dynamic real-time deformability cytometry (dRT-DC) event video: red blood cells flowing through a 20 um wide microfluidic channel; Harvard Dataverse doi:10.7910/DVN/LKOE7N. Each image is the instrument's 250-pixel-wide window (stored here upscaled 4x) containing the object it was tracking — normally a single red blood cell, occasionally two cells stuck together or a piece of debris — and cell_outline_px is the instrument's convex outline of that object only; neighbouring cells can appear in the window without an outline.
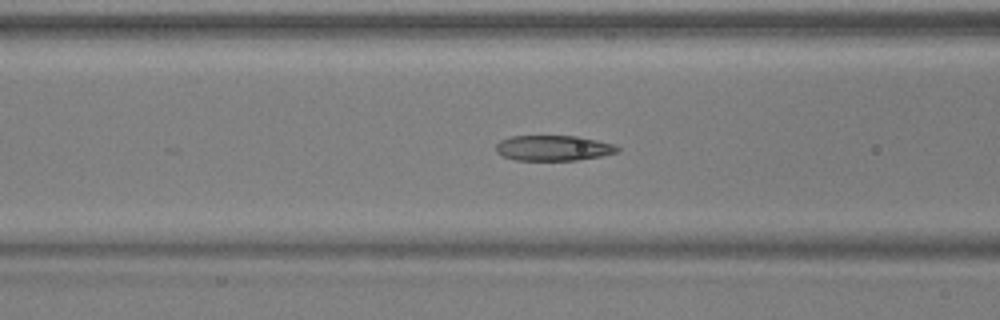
{"species": "common noctule bat (a hibernating species)", "species_latin": "Nyctalus noctula", "temperature_condition": "warm", "stored_images_in_passage": 53, "camera_frame_rate_fps": 3000, "um_per_image_px": 0.085, "animal": {"sex": "male", "body_mass_g": 17.9, "forearm_length_mm": 54.2}, "frame": {"image": 1, "passage_image": 21, "time_ms": 6.667, "image_size_px": [1000, 320], "cell_outline_px": [[620, 152], [600, 156], [576, 160], [516, 160], [504, 156], [496, 152], [496, 144], [500, 140], [512, 136], [576, 136], [596, 140], [612, 144], [620, 148]], "centroid_in_image_um": [47.03, 12.58], "position_along_channel_um": 119.6, "area_um2": 17.86}}
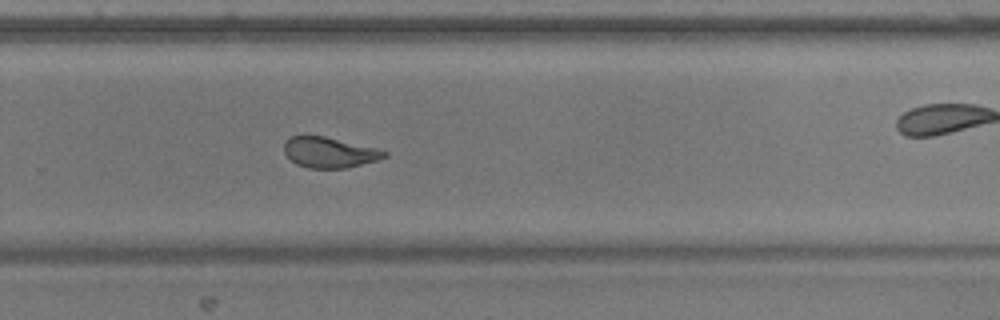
{"frame": {"image": 2, "passage_image": 35, "time_ms": 11.333, "image_size_px": [1000, 320], "cell_outline_px": [[388, 156], [376, 160], [348, 168], [308, 168], [296, 164], [284, 152], [284, 144], [292, 136], [324, 136], [376, 148], [388, 152]], "centroid_in_image_um": [28.01, 12.96], "position_along_channel_um": 301.8, "area_um2": 17.63}}
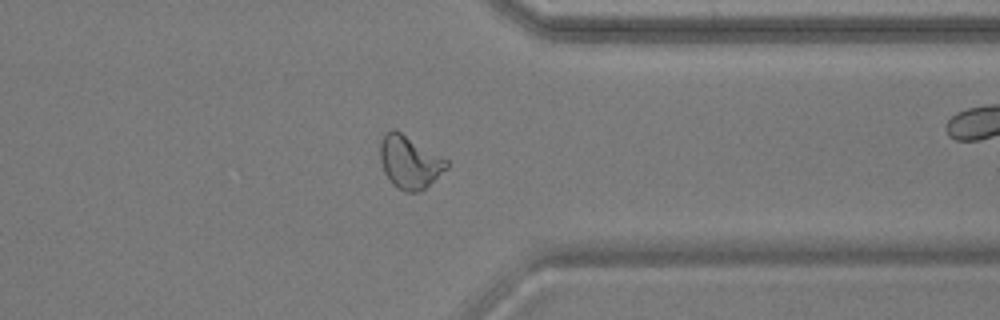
{"frame": {"image": 3, "passage_image": 41, "time_ms": 13.333, "image_size_px": [1000, 320], "cell_outline_px": [[448, 168], [420, 192], [404, 192], [396, 188], [388, 180], [384, 172], [380, 160], [380, 140], [384, 132], [392, 128], [396, 128], [448, 160]], "centroid_in_image_um": [34.78, 13.76], "position_along_channel_um": 376.6, "area_um2": 20.87}, "authors_computed_cell_mechanics": {"area_um2": 19.4208, "velocity_mm_per_s": 3.9095, "shape_relaxation_time_tau1_ms": 7.5502, "shape_relaxation_time_tau2_ms": 1.7539, "deformation_change_tau1": 0.2451, "deformation_change_tau2": 0.0919}}